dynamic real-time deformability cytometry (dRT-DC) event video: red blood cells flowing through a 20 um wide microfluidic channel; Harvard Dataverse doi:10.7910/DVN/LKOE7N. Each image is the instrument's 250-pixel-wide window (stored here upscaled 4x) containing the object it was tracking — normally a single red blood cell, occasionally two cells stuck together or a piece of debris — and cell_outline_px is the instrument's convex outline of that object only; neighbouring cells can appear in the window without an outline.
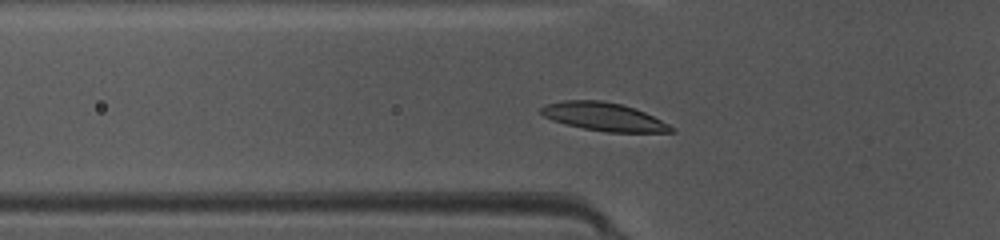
{"species": "common noctule bat (a hibernating species)", "species_latin": "Nyctalus noctula", "temperature_condition": "warm", "stored_images_in_passage": 43, "camera_frame_rate_fps": 3000, "um_per_image_px": 0.085, "animal": {"sex": "female", "body_mass_g": 10.0, "forearm_length_mm": 53.1}, "frame": {"image": 1, "passage_image": 11, "time_ms": 3.333, "image_size_px": [1000, 240], "cell_outline_px": [[676, 132], [608, 132], [584, 128], [552, 120], [544, 116], [540, 112], [540, 108], [548, 104], [564, 100], [600, 100], [620, 104], [636, 108], [676, 128]], "centroid_in_image_um": [51.35, 9.92], "position_along_channel_um": 74.5, "area_um2": 21.15}}
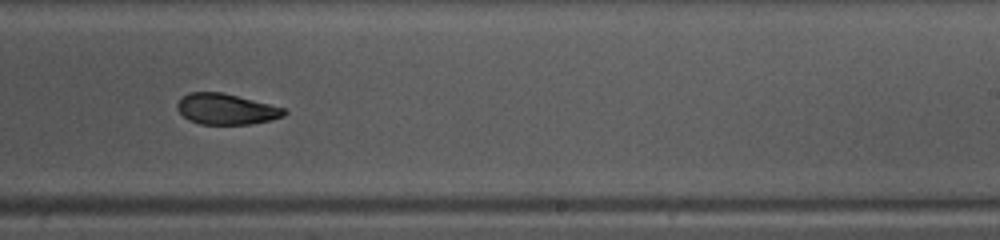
{"frame": {"image": 2, "passage_image": 25, "time_ms": 8.0, "image_size_px": [1000, 240], "cell_outline_px": [[288, 112], [284, 116], [272, 120], [248, 124], [200, 124], [188, 120], [176, 108], [176, 104], [188, 92], [220, 92], [284, 108]], "centroid_in_image_um": [19.21, 9.28], "position_along_channel_um": 269.8, "area_um2": 18.96}}
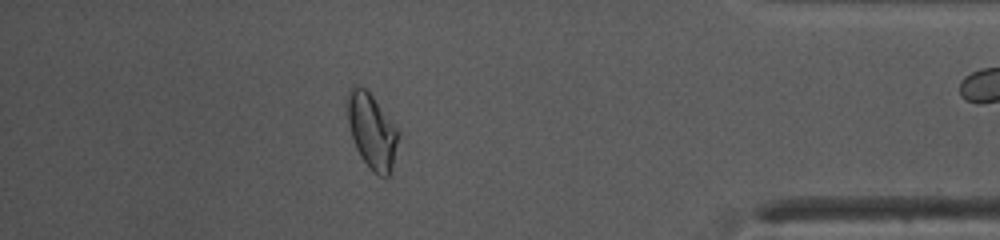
{"frame": {"image": 3, "passage_image": 37, "time_ms": 12.0, "image_size_px": [1000, 240], "cell_outline_px": [[400, 136], [392, 172], [388, 176], [380, 176], [372, 172], [360, 156], [356, 148], [352, 136], [348, 120], [348, 92], [352, 84], [364, 88], [372, 96], [400, 132]], "centroid_in_image_um": [31.64, 11.19], "position_along_channel_um": 403.6, "area_um2": 22.2}, "authors_computed_cell_mechanics": {"area_um2": 20.519, "velocity_mm_per_s": 4.1598, "shape_relaxation_time_tau1_ms": 4.0675, "shape_relaxation_time_tau2_ms": 2.994, "deformation_change_tau1": 0.1333, "deformation_change_tau2": 0.0781}}